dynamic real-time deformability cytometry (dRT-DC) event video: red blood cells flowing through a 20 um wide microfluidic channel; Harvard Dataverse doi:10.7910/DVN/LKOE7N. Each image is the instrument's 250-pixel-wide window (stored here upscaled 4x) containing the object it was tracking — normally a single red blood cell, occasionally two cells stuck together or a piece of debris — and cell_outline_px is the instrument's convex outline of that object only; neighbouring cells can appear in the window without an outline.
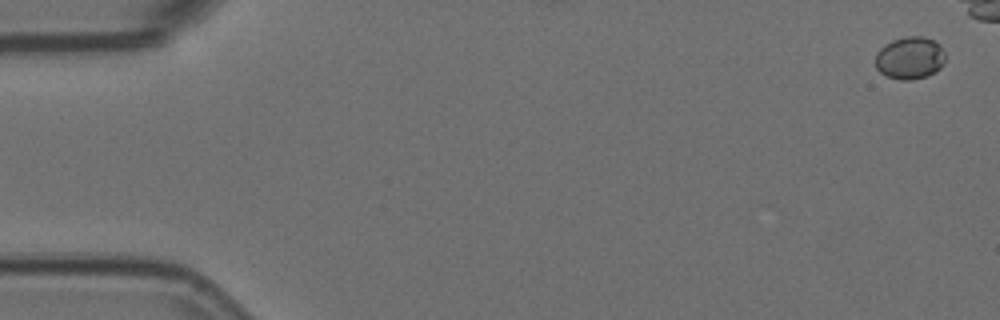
{"species": "Egyptian fruit bat (a non-hibernating species)", "species_latin": "Rousettus aegyptiacus", "temperature_condition": "room temperature", "stored_images_in_passage": 9, "camera_frame_rate_fps": 3000, "um_per_image_px": 0.085, "animal": {"sex": "female"}, "frame": {"image": 1, "passage_image": 1, "time_ms": 0.0, "image_size_px": [1000, 320], "cell_outline_px": [[944, 60], [940, 68], [936, 72], [928, 76], [912, 80], [900, 80], [888, 76], [880, 72], [876, 68], [876, 52], [884, 44], [892, 40], [904, 36], [924, 36], [940, 44], [944, 52]], "centroid_in_image_um": [77.33, 4.92], "position_along_channel_um": 7.7, "area_um2": 17.46}}